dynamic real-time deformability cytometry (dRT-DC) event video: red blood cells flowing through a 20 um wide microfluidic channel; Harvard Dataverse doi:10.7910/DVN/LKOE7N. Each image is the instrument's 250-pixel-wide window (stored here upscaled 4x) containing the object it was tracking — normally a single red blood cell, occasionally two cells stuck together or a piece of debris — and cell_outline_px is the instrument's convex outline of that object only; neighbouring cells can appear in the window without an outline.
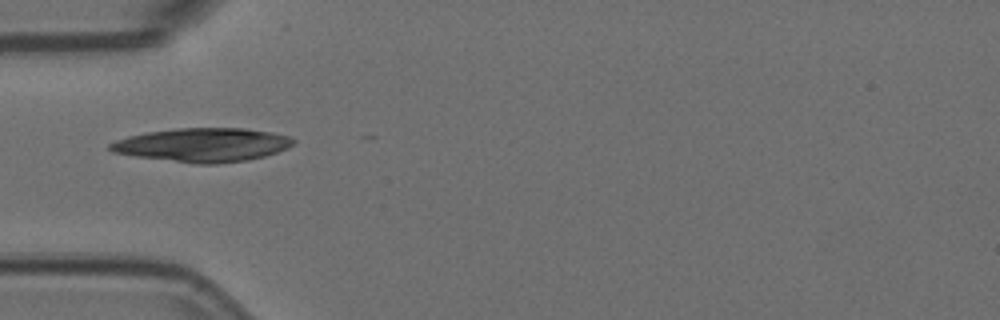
{"species": "Egyptian fruit bat (a non-hibernating species)", "species_latin": "Rousettus aegyptiacus", "temperature_condition": "room temperature", "stored_images_in_passage": 1, "camera_frame_rate_fps": 3000, "um_per_image_px": 0.085, "animal": {"sex": "female"}, "frame": {"image": 1, "passage_image": 1, "time_ms": 0.0, "image_size_px": [1000, 320], "cell_outline_px": [[296, 140], [288, 148], [264, 156], [248, 160], [216, 164], [196, 164], [136, 156], [112, 152], [108, 148], [108, 144], [116, 140], [128, 136], [148, 132], [176, 128], [244, 128], [272, 132], [292, 136]], "centroid_in_image_um": [17.25, 12.31], "position_along_channel_um": 67.8, "area_um2": 36.13}}